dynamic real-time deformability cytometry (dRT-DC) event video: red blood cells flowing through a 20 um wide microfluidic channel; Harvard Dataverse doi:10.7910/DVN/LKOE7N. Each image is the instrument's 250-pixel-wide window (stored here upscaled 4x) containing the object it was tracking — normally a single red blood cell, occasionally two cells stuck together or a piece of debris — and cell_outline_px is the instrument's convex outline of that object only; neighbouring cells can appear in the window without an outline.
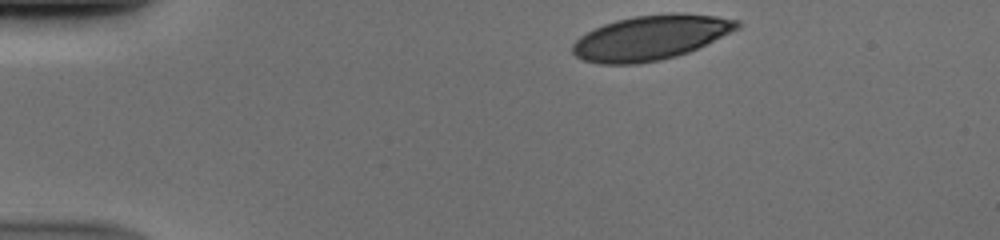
{"species": "human", "species_latin": "Homo sapiens", "temperature_condition": "cold", "stored_images_in_passage": 36, "camera_frame_rate_fps": 3000, "um_per_image_px": 0.085, "donor": {"sex": "male"}, "frame": {"image": 1, "passage_image": 1, "time_ms": 0.0, "image_size_px": [1000, 240], "cell_outline_px": [[740, 28], [688, 52], [676, 56], [660, 60], [636, 64], [600, 64], [584, 60], [576, 56], [572, 52], [572, 44], [580, 36], [604, 24], [616, 20], [632, 16], [672, 12], [676, 12], [716, 16], [740, 20]], "centroid_in_image_um": [55.31, 3.19], "position_along_channel_um": 29.7, "area_um2": 42.83}}
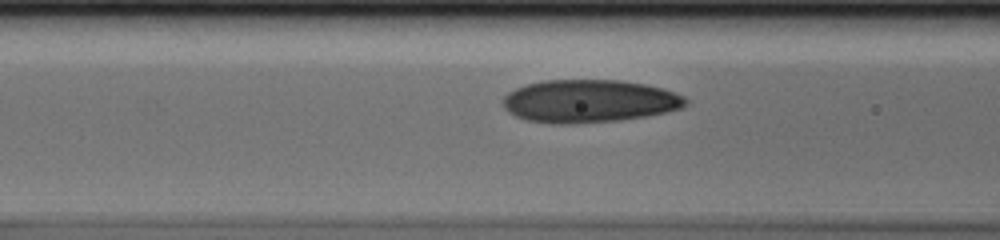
{"frame": {"image": 2, "passage_image": 13, "time_ms": 4.0, "image_size_px": [1000, 240], "cell_outline_px": [[688, 104], [680, 108], [648, 116], [620, 120], [576, 124], [552, 124], [528, 120], [516, 116], [508, 112], [504, 108], [500, 100], [508, 92], [516, 88], [528, 84], [544, 80], [620, 80], [644, 84], [664, 88], [676, 92], [684, 96], [688, 100]], "centroid_in_image_um": [50.07, 8.6], "position_along_channel_um": 116.5, "area_um2": 46.01}}
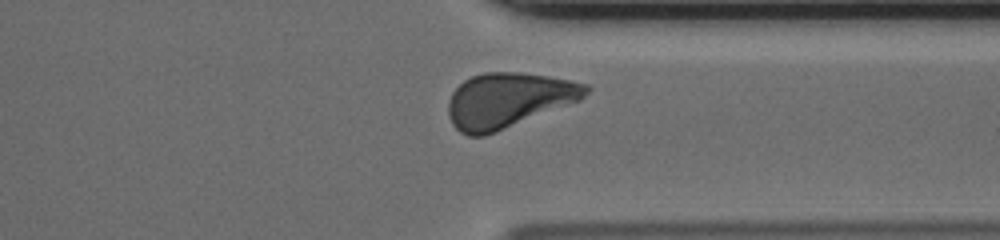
{"frame": {"image": 3, "passage_image": 32, "time_ms": 10.333, "image_size_px": [1000, 240], "cell_outline_px": [[592, 88], [580, 100], [496, 132], [484, 136], [468, 136], [460, 132], [452, 124], [448, 116], [448, 100], [452, 92], [464, 80], [472, 76], [484, 72], [520, 72], [548, 76], [588, 84]], "centroid_in_image_um": [43.19, 8.52], "position_along_channel_um": 368.2, "area_um2": 44.04}}